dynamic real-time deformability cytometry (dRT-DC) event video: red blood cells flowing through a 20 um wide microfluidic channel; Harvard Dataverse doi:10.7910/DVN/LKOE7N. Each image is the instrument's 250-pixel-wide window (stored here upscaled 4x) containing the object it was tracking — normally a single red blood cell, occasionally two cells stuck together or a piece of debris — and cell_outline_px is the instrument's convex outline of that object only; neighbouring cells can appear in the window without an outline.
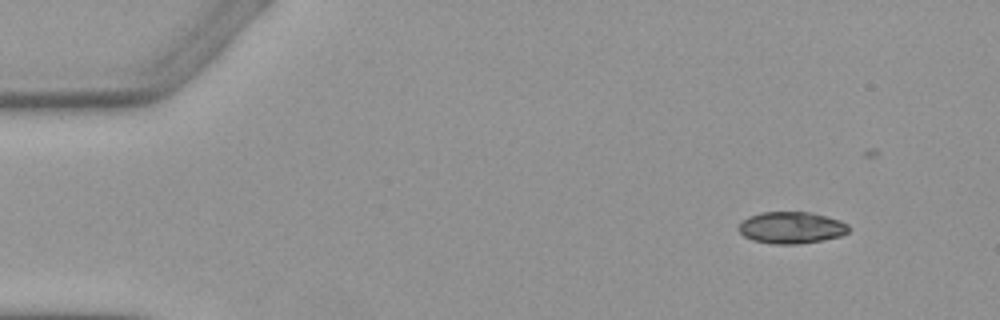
{"species": "Egyptian fruit bat (a non-hibernating species)", "species_latin": "Rousettus aegyptiacus", "temperature_condition": "warm", "stored_images_in_passage": 4, "camera_frame_rate_fps": 3000, "um_per_image_px": 0.085, "animal": {"sex": "female"}, "frame": {"image": 1, "passage_image": 1, "time_ms": 0.0, "image_size_px": [1000, 320], "cell_outline_px": [[848, 232], [840, 236], [824, 240], [796, 244], [772, 244], [752, 240], [744, 236], [736, 228], [748, 216], [764, 212], [812, 212], [840, 220], [848, 224]], "centroid_in_image_um": [67.26, 19.35], "position_along_channel_um": 17.7, "area_um2": 20.4}}
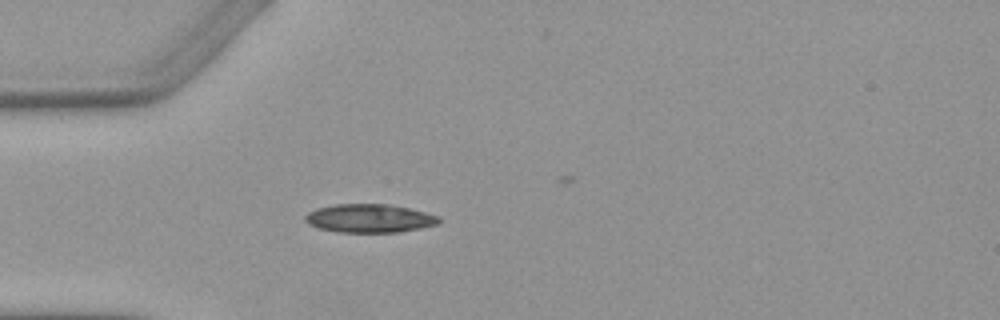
{"frame": {"image": 2, "passage_image": 4, "time_ms": 3.333, "image_size_px": [1000, 320], "cell_outline_px": [[440, 224], [420, 228], [396, 232], [336, 232], [320, 228], [308, 224], [304, 220], [304, 216], [308, 212], [316, 208], [336, 204], [388, 204], [408, 208], [440, 216]], "centroid_in_image_um": [31.39, 18.56], "position_along_channel_um": 53.6, "area_um2": 22.2}}